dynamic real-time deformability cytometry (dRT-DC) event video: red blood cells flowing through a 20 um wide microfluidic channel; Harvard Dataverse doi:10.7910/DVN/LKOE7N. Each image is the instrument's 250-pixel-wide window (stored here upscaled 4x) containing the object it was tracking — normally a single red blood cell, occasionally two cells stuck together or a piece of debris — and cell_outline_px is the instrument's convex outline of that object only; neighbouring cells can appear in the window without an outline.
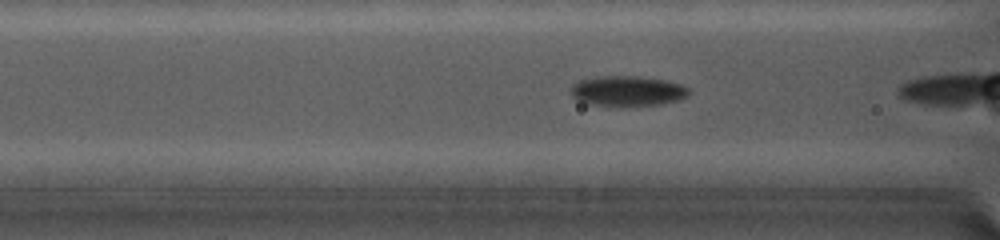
{"species": "common noctule bat (a hibernating species)", "species_latin": "Nyctalus noctula", "temperature_condition": "cold", "stored_images_in_passage": 21, "camera_frame_rate_fps": 5000, "um_per_image_px": 0.085, "animal": {"sex": "female", "body_mass_g": 19.0, "forearm_length_mm": 56.7}, "frame": {"image": 1, "passage_image": 4, "time_ms": 1.2, "image_size_px": [1000, 240], "cell_outline_px": [[688, 96], [676, 100], [660, 104], [624, 108], [616, 108], [588, 104], [572, 96], [572, 84], [576, 80], [596, 76], [640, 76], [664, 80], [680, 84], [688, 88]], "centroid_in_image_um": [53.28, 7.76], "position_along_channel_um": 113.3, "area_um2": 21.33}}
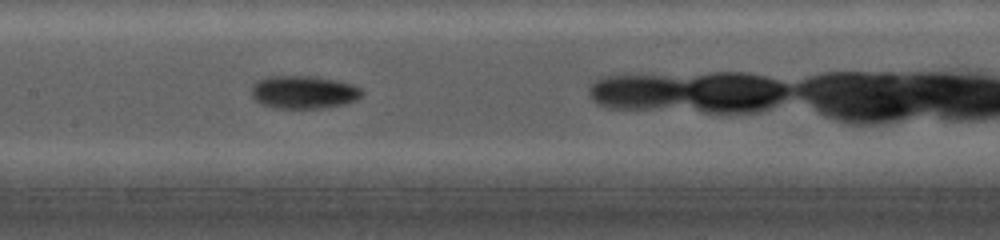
{"frame": {"image": 2, "passage_image": 9, "time_ms": 3.0, "image_size_px": [1000, 240], "cell_outline_px": [[364, 92], [356, 100], [344, 104], [320, 108], [272, 108], [260, 104], [252, 96], [252, 84], [256, 80], [268, 76], [312, 76], [336, 80], [352, 84], [360, 88]], "centroid_in_image_um": [25.78, 7.83], "position_along_channel_um": 181.6, "area_um2": 21.33}}
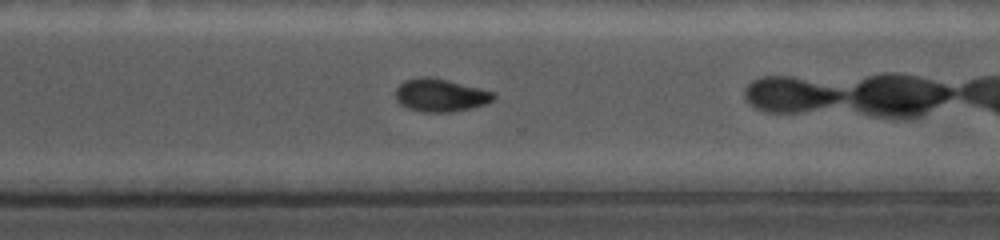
{"frame": {"image": 3, "passage_image": 17, "time_ms": 7.0, "image_size_px": [1000, 240], "cell_outline_px": [[496, 96], [492, 100], [484, 104], [452, 112], [424, 112], [408, 108], [400, 104], [396, 100], [396, 88], [404, 80], [424, 76], [428, 76], [448, 80], [496, 92]], "centroid_in_image_um": [37.43, 8.08], "position_along_channel_um": 333.2, "area_um2": 18.73}}